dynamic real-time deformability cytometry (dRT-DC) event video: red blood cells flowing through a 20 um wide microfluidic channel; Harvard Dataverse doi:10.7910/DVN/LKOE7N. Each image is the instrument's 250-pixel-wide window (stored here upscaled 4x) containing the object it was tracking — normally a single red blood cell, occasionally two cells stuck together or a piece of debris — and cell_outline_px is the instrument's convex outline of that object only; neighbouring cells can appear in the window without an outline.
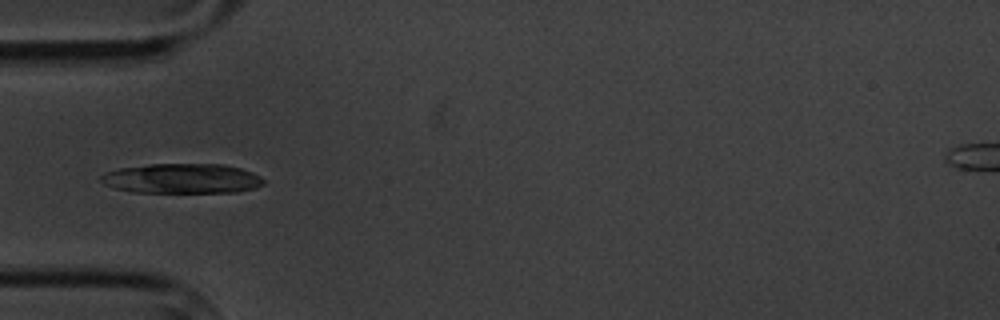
{"species": "common noctule bat (a hibernating species)", "species_latin": "Nyctalus noctula", "temperature_condition": "cold", "stored_images_in_passage": 6, "camera_frame_rate_fps": 3000, "um_per_image_px": 0.085, "animal": {"sex": "male", "body_mass_g": 20.1, "forearm_length_mm": 53.5}, "frame": {"image": 1, "passage_image": 4, "time_ms": 4.333, "image_size_px": [1000, 320], "cell_outline_px": [[264, 184], [256, 188], [236, 192], [132, 192], [116, 188], [104, 184], [100, 180], [100, 176], [104, 172], [120, 168], [148, 164], [224, 164], [240, 168], [252, 172], [260, 176], [264, 180]], "centroid_in_image_um": [15.47, 15.17], "position_along_channel_um": 69.5, "area_um2": 28.38}}
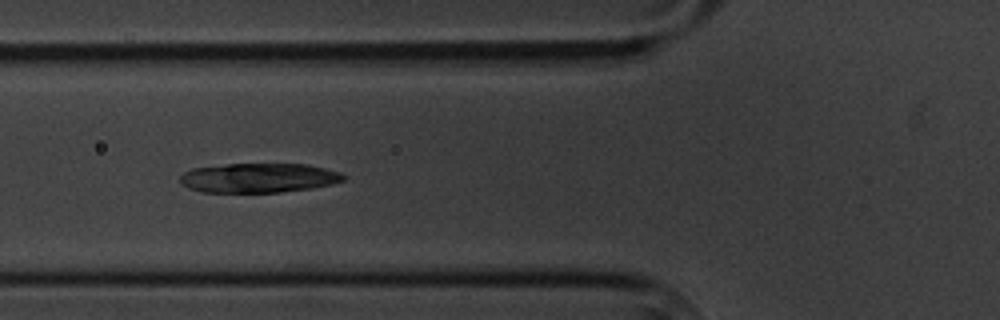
{"frame": {"image": 2, "passage_image": 5, "time_ms": 5.333, "image_size_px": [1000, 320], "cell_outline_px": [[348, 176], [344, 180], [332, 184], [312, 188], [280, 192], [204, 192], [188, 188], [180, 184], [180, 176], [184, 172], [192, 168], [228, 164], [308, 164], [340, 172]], "centroid_in_image_um": [22.0, 15.12], "position_along_channel_um": 103.8, "area_um2": 28.15}}
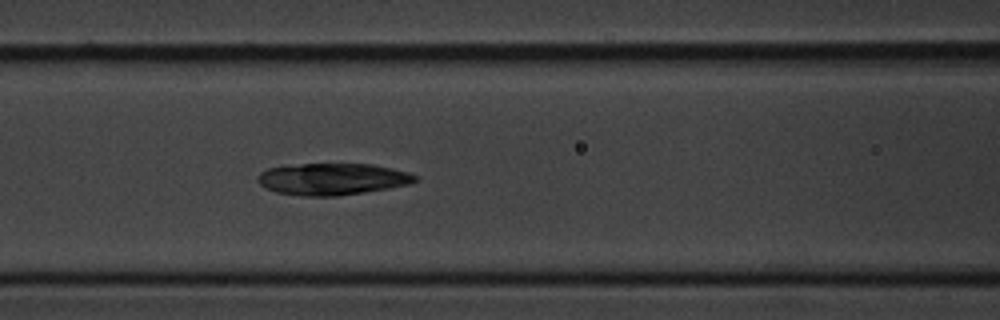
{"frame": {"image": 3, "passage_image": 6, "time_ms": 6.333, "image_size_px": [1000, 320], "cell_outline_px": [[420, 176], [412, 184], [364, 192], [336, 196], [304, 196], [276, 192], [260, 184], [256, 180], [256, 176], [260, 172], [268, 168], [300, 164], [372, 164], [392, 168], [408, 172]], "centroid_in_image_um": [28.27, 15.22], "position_along_channel_um": 138.3, "area_um2": 29.13}}